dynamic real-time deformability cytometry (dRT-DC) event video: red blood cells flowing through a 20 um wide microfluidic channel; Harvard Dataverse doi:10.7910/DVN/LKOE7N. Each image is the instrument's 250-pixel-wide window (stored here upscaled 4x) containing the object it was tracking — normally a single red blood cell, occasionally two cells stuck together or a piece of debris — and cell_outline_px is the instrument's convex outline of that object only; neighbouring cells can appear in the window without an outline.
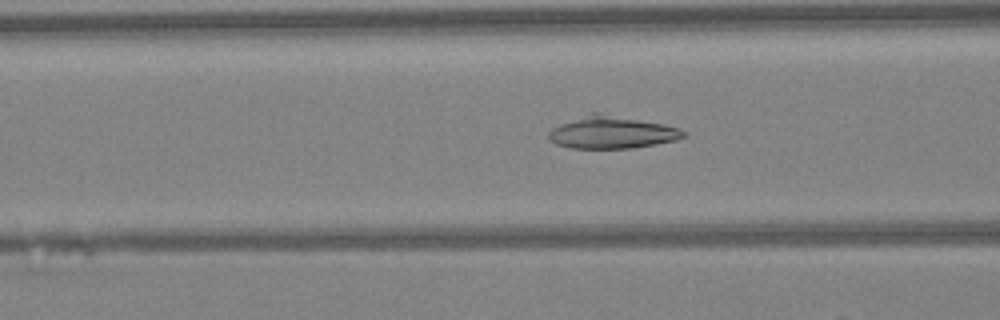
{"species": "Egyptian fruit bat (a non-hibernating species)", "species_latin": "Rousettus aegyptiacus", "temperature_condition": "warm", "stored_images_in_passage": 23, "camera_frame_rate_fps": 3000, "um_per_image_px": 0.085, "animal": {"sex": "female"}, "frame": {"image": 1, "passage_image": 4, "time_ms": 1.0, "image_size_px": [1000, 320], "cell_outline_px": [[688, 136], [676, 140], [656, 144], [632, 148], [572, 148], [556, 144], [548, 140], [548, 132], [552, 128], [560, 124], [592, 112], [600, 112], [664, 124], [688, 132]], "centroid_in_image_um": [52.02, 11.25], "position_along_channel_um": 114.6, "area_um2": 25.49}}
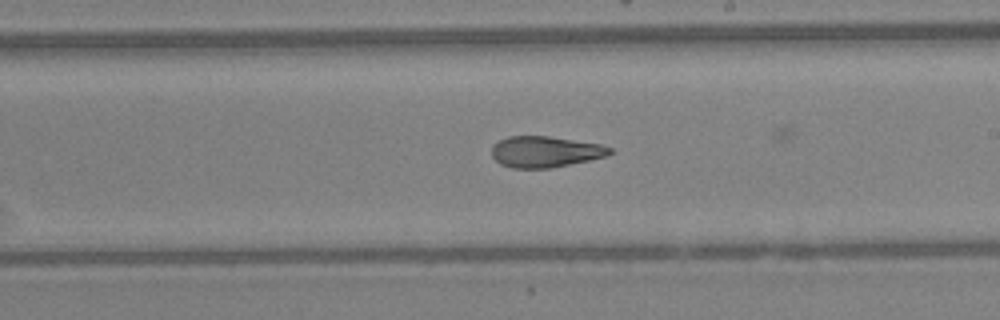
{"frame": {"image": 2, "passage_image": 13, "time_ms": 4.0, "image_size_px": [1000, 320], "cell_outline_px": [[612, 152], [604, 156], [588, 160], [548, 168], [512, 168], [500, 164], [492, 156], [492, 144], [508, 136], [548, 136], [600, 144], [612, 148]], "centroid_in_image_um": [46.29, 12.89], "position_along_channel_um": 242.7, "area_um2": 21.15}}
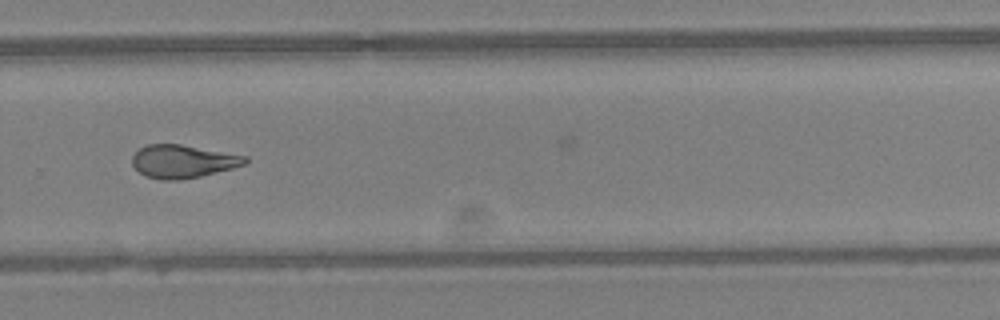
{"frame": {"image": 3, "passage_image": 18, "time_ms": 5.667, "image_size_px": [1000, 320], "cell_outline_px": [[248, 160], [244, 164], [232, 168], [200, 176], [176, 180], [164, 180], [144, 176], [132, 164], [132, 156], [140, 148], [148, 144], [180, 144], [248, 156]], "centroid_in_image_um": [15.53, 13.71], "position_along_channel_um": 314.3, "area_um2": 21.56}}